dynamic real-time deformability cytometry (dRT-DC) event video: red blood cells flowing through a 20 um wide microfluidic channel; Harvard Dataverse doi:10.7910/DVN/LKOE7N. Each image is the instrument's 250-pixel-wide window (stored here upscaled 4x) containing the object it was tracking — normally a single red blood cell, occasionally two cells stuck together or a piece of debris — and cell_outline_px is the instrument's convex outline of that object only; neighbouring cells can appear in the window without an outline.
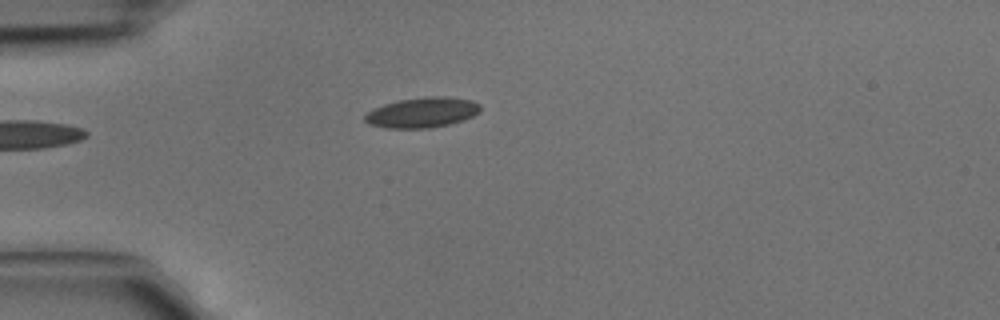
{"species": "common noctule bat (a hibernating species)", "species_latin": "Nyctalus noctula", "temperature_condition": "cold", "stored_images_in_passage": 2, "camera_frame_rate_fps": 3000, "um_per_image_px": 0.085, "animal": {"sex": "male", "body_mass_g": 15.6}, "frame": {"image": 1, "passage_image": 2, "time_ms": 0.333, "image_size_px": [1000, 320], "cell_outline_px": [[480, 112], [464, 120], [448, 124], [428, 128], [388, 128], [372, 124], [364, 120], [364, 116], [372, 108], [384, 104], [400, 100], [428, 96], [444, 96], [472, 100], [480, 104]], "centroid_in_image_um": [35.91, 9.55], "position_along_channel_um": 49.1, "area_um2": 20.23}}